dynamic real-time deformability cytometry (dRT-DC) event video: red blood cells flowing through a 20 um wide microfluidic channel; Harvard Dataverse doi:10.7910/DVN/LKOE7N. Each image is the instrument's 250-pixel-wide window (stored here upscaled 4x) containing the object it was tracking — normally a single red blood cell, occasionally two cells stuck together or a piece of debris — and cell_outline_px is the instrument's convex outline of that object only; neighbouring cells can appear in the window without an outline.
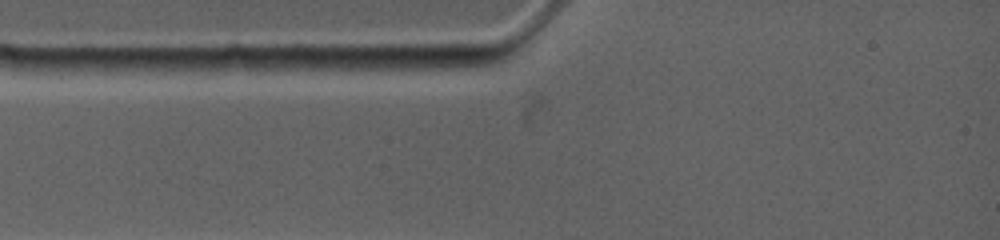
{"species": "common noctule bat (a hibernating species)", "species_latin": "Nyctalus noctula", "temperature_condition": "warm", "stored_images_in_passage": 1, "camera_frame_rate_fps": 4500, "um_per_image_px": 0.085, "animal": {"sex": "female", "body_mass_g": 19.0, "forearm_length_mm": 53.3}, "frame": {"image": 1, "passage_image": 1, "time_ms": 0.0, "image_size_px": [1000, 240], "cell_outline_px": [[252, 68], [232, 72], [204, 76], [156, 76], [108, 68], [104, 64], [104, 60], [228, 56], [244, 56]], "centroid_in_image_um": [15.42, 5.59], "position_along_channel_um": 69.6, "area_um2": 16.3}}